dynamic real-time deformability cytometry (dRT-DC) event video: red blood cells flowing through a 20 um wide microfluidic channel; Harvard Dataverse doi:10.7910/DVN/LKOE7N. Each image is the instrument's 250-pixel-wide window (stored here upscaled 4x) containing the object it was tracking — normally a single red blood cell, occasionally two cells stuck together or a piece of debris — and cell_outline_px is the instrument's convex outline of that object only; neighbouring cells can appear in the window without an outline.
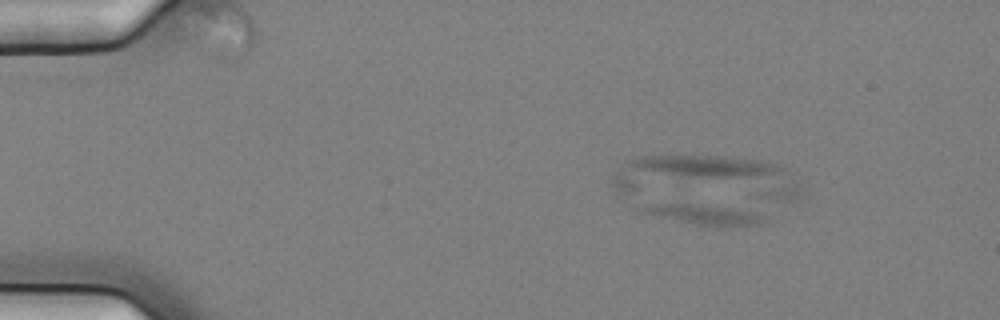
{"species": "common noctule bat (a hibernating species)", "species_latin": "Nyctalus noctula", "temperature_condition": "cold", "stored_images_in_passage": 25, "camera_frame_rate_fps": 3000, "um_per_image_px": 0.085, "animal": {"sex": "female", "body_mass_g": 25.1}, "frame": {"image": 1, "passage_image": 7, "time_ms": 2.0, "image_size_px": [1000, 320], "cell_outline_px": [[768, 224], [748, 228], [716, 228], [692, 224], [640, 212], [636, 208], [652, 204], [688, 204], [752, 208], [768, 216]], "centroid_in_image_um": [60.23, 18.29], "position_along_channel_um": 24.8, "area_um2": 15.9}}